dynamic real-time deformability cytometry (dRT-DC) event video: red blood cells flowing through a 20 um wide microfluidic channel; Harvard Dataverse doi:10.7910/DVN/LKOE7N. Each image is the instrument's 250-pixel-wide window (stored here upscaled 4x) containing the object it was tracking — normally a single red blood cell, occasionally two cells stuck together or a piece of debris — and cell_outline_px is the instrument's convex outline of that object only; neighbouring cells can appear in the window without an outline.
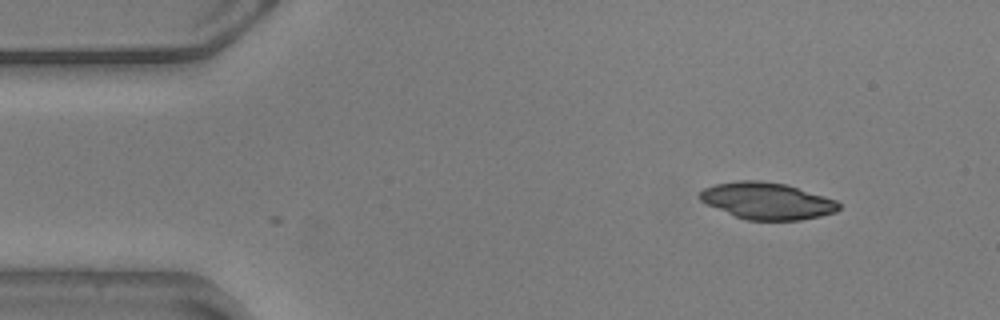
{"species": "common noctule bat (a hibernating species)", "species_latin": "Nyctalus noctula", "temperature_condition": "warm", "stored_images_in_passage": 3, "camera_frame_rate_fps": 3000, "um_per_image_px": 0.085, "animal": {"sex": "male", "body_mass_g": 20.5, "forearm_length_mm": 52.5}, "frame": {"image": 1, "passage_image": 3, "time_ms": 0.667, "image_size_px": [1000, 320], "cell_outline_px": [[840, 208], [836, 212], [820, 216], [800, 220], [748, 220], [736, 216], [708, 204], [700, 200], [696, 196], [704, 188], [716, 184], [736, 180], [760, 180], [788, 184], [836, 200], [840, 204]], "centroid_in_image_um": [65.21, 17.06], "position_along_channel_um": 19.8, "area_um2": 29.77}}